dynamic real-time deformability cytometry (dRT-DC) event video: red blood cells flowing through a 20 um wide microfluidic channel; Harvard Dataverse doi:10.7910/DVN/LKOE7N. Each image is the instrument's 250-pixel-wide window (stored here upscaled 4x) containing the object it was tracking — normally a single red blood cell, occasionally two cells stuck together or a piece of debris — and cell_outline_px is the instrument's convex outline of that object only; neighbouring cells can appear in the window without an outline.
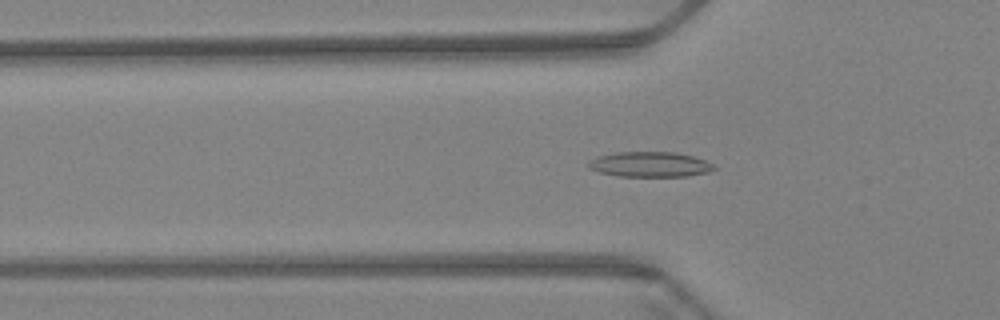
{"species": "Egyptian fruit bat (a non-hibernating species)", "species_latin": "Rousettus aegyptiacus", "temperature_condition": "warm", "stored_images_in_passage": 55, "camera_frame_rate_fps": 3000, "um_per_image_px": 0.085, "animal": {"sex": "female"}, "frame": {"image": 1, "passage_image": 21, "time_ms": 6.667, "image_size_px": [1000, 320], "cell_outline_px": [[716, 168], [708, 172], [688, 176], [620, 176], [600, 172], [588, 168], [588, 164], [596, 156], [616, 152], [676, 152], [692, 156], [704, 160], [712, 164]], "centroid_in_image_um": [55.24, 13.97], "position_along_channel_um": 70.6, "area_um2": 18.26}}
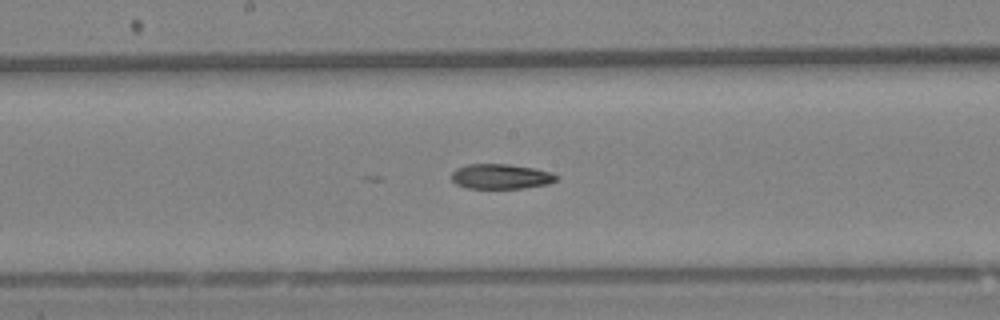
{"frame": {"image": 2, "passage_image": 33, "time_ms": 10.667, "image_size_px": [1000, 320], "cell_outline_px": [[560, 176], [556, 180], [548, 184], [524, 188], [468, 188], [456, 184], [452, 180], [452, 172], [456, 168], [468, 164], [508, 164], [536, 168]], "centroid_in_image_um": [42.57, 14.99], "position_along_channel_um": 205.6, "area_um2": 15.26}}
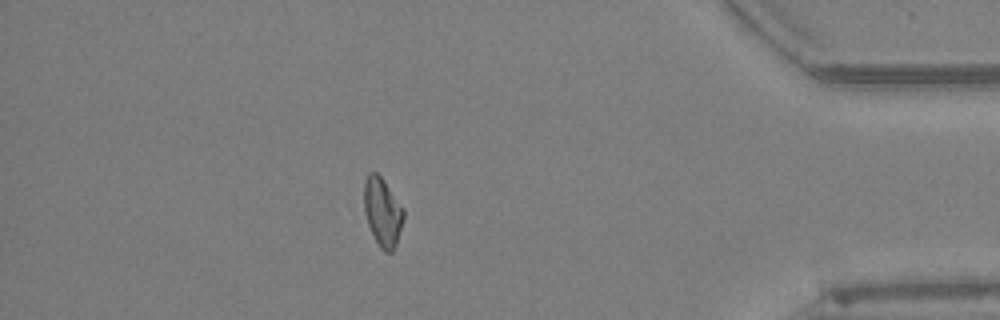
{"frame": {"image": 3, "passage_image": 54, "time_ms": 17.667, "image_size_px": [1000, 320], "cell_outline_px": [[404, 216], [396, 244], [392, 252], [384, 252], [380, 248], [368, 224], [364, 212], [364, 180], [368, 172], [376, 172], [384, 180], [404, 208]], "centroid_in_image_um": [32.51, 17.99], "position_along_channel_um": 402.7, "area_um2": 15.78}}